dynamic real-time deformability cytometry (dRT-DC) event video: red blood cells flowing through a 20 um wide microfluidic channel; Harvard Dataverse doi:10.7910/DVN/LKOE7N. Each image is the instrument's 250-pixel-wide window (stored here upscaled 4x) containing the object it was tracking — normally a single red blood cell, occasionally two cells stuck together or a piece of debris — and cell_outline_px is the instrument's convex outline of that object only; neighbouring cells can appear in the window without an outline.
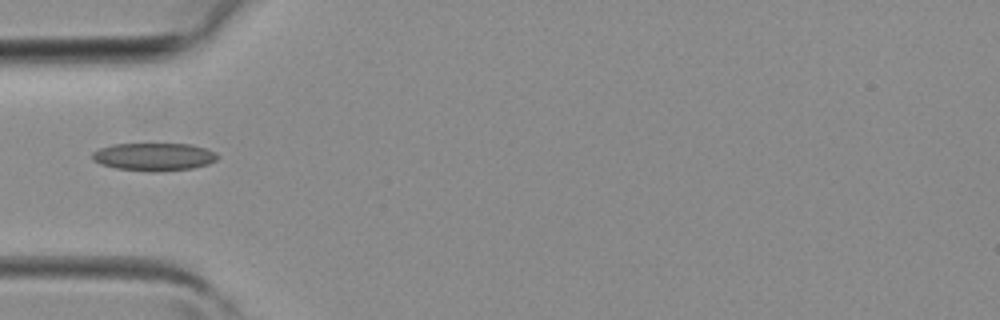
{"species": "common noctule bat (a hibernating species)", "species_latin": "Nyctalus noctula", "temperature_condition": "room temperature", "stored_images_in_passage": 3, "camera_frame_rate_fps": 3000, "um_per_image_px": 0.085, "animal": {"sex": "female", "body_mass_g": 19.3, "forearm_length_mm": 54.1}, "frame": {"image": 1, "passage_image": 3, "time_ms": 0.667, "image_size_px": [1000, 320], "cell_outline_px": [[220, 156], [216, 160], [208, 164], [192, 168], [152, 172], [116, 168], [100, 164], [92, 160], [92, 152], [100, 148], [112, 144], [192, 144], [216, 152]], "centroid_in_image_um": [13.08, 13.32], "position_along_channel_um": 71.9, "area_um2": 20.35}}